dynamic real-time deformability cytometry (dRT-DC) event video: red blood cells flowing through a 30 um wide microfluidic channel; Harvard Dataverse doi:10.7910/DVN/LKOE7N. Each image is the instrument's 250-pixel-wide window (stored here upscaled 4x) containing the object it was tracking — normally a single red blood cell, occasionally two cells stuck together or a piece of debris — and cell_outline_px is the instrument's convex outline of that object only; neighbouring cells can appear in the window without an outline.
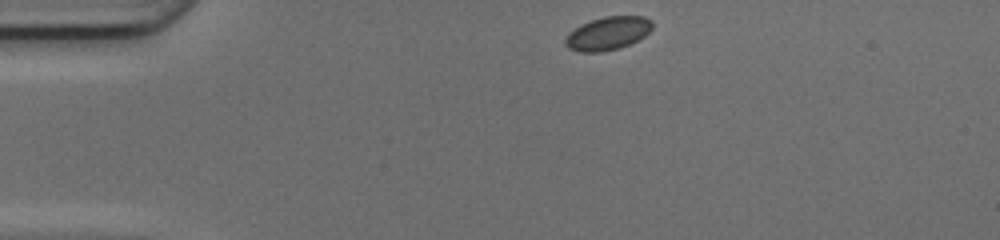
{"species": "common noctule bat (a hibernating species)", "species_latin": "Nyctalus noctula", "temperature_condition": "cold", "stored_images_in_passage": 41, "camera_frame_rate_fps": 3000, "um_per_image_px": 0.085, "animal": {"sex": "female", "body_mass_g": 17.0, "forearm_length_mm": 48.0}, "frame": {"image": 1, "passage_image": 1, "time_ms": 0.0, "image_size_px": [1000, 240], "cell_outline_px": [[652, 28], [644, 36], [620, 48], [600, 52], [580, 52], [568, 48], [564, 44], [564, 40], [568, 32], [580, 24], [604, 16], [644, 16], [652, 20]], "centroid_in_image_um": [51.63, 2.83], "position_along_channel_um": 33.4, "area_um2": 16.94}}
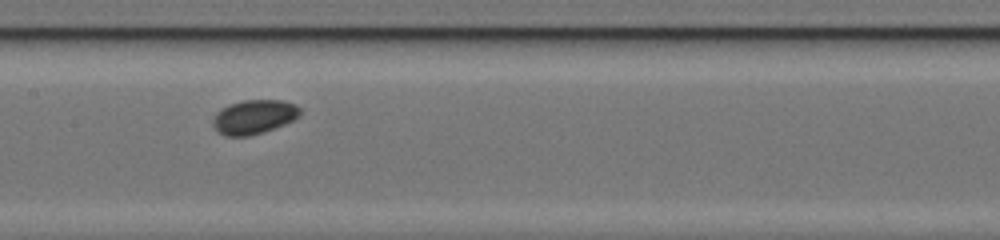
{"frame": {"image": 2, "passage_image": 16, "time_ms": 5.0, "image_size_px": [1000, 240], "cell_outline_px": [[300, 116], [284, 124], [264, 132], [248, 136], [224, 136], [216, 132], [212, 124], [212, 120], [216, 112], [220, 108], [228, 104], [244, 100], [280, 100], [296, 104], [300, 108]], "centroid_in_image_um": [21.54, 9.94], "position_along_channel_um": 185.9, "area_um2": 17.57}}
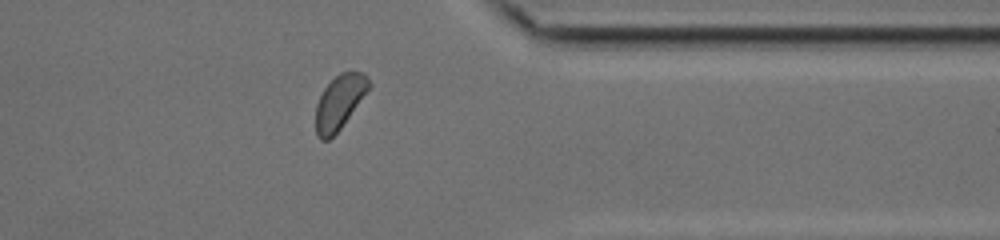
{"frame": {"image": 3, "passage_image": 31, "time_ms": 10.0, "image_size_px": [1000, 240], "cell_outline_px": [[372, 84], [340, 128], [328, 140], [320, 140], [316, 136], [316, 104], [324, 88], [340, 72], [364, 72], [368, 76]], "centroid_in_image_um": [28.85, 8.66], "position_along_channel_um": 382.6, "area_um2": 16.47}, "authors_computed_cell_mechanics": {"area_um2": 17.051, "velocity_mm_per_s": 4.1291, "shape_relaxation_time_tau1_ms": 2.0133, "shape_relaxation_time_tau2_ms": null, "deformation_change_tau1": 0.0243, "deformation_change_tau2": null}}